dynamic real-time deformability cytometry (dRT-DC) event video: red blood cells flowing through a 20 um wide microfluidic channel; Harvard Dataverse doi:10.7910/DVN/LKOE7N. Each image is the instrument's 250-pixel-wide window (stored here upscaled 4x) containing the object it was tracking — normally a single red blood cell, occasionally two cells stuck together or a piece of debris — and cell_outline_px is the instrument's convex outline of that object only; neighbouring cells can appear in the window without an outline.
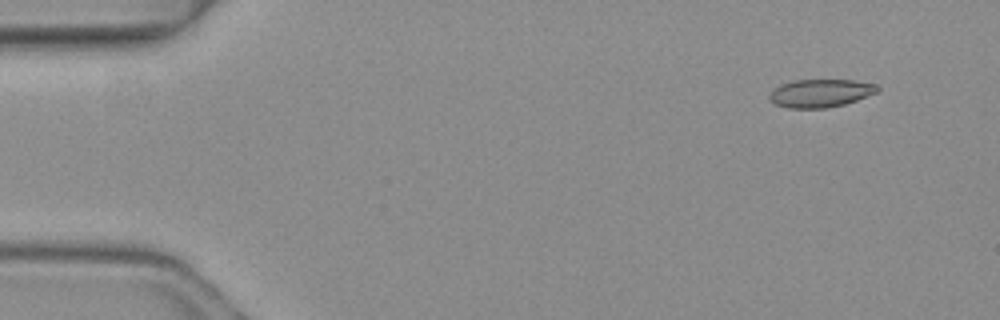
{"species": "common noctule bat (a hibernating species)", "species_latin": "Nyctalus noctula", "temperature_condition": "warm", "stored_images_in_passage": 5, "camera_frame_rate_fps": 3000, "um_per_image_px": 0.085, "animal": {"sex": "female", "body_mass_g": 19.3, "forearm_length_mm": 54.1}, "frame": {"image": 1, "passage_image": 2, "time_ms": 0.333, "image_size_px": [1000, 320], "cell_outline_px": [[880, 88], [876, 92], [856, 100], [844, 104], [828, 108], [788, 108], [776, 104], [768, 100], [768, 96], [772, 88], [780, 84], [792, 80], [852, 80], [876, 84]], "centroid_in_image_um": [69.67, 7.91], "position_along_channel_um": 15.3, "area_um2": 17.74}}
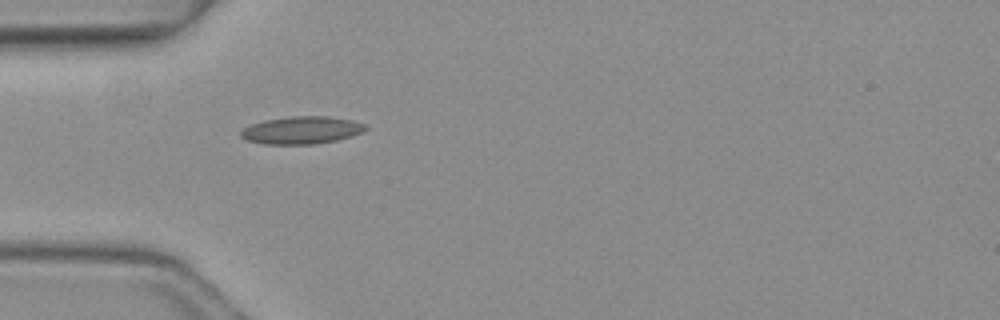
{"frame": {"image": 2, "passage_image": 5, "time_ms": 1.333, "image_size_px": [1000, 320], "cell_outline_px": [[368, 128], [360, 132], [336, 140], [312, 144], [264, 144], [248, 140], [240, 136], [240, 132], [244, 128], [252, 124], [264, 120], [288, 116], [328, 116], [352, 120], [368, 124]], "centroid_in_image_um": [25.63, 11.05], "position_along_channel_um": 59.4, "area_um2": 19.88}}